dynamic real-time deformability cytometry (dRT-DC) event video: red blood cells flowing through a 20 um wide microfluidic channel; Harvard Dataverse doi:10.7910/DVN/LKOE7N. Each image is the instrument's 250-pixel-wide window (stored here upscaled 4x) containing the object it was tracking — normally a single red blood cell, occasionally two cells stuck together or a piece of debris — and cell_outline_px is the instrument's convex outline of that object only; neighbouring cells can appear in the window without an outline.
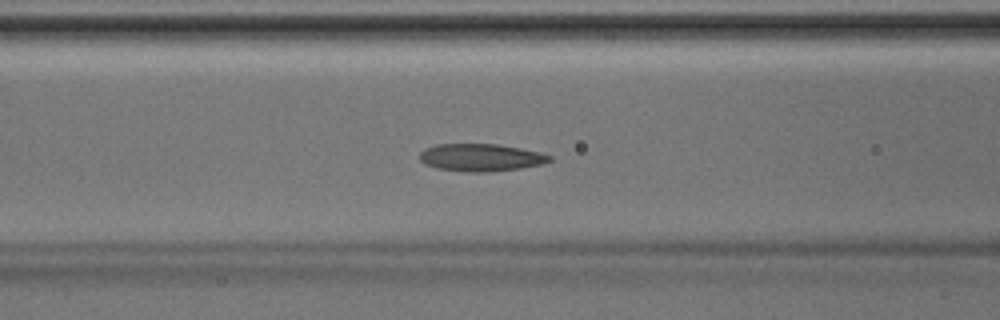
{"species": "Egyptian fruit bat (a non-hibernating species)", "species_latin": "Rousettus aegyptiacus", "temperature_condition": "room temperature", "stored_images_in_passage": 45, "camera_frame_rate_fps": 3000, "um_per_image_px": 0.085, "animal": {"sex": "male"}, "frame": {"image": 1, "passage_image": 18, "time_ms": 5.667, "image_size_px": [1000, 320], "cell_outline_px": [[552, 160], [544, 164], [520, 168], [488, 172], [468, 172], [436, 168], [424, 164], [420, 160], [420, 152], [424, 148], [436, 144], [496, 144], [520, 148], [540, 152], [552, 156]], "centroid_in_image_um": [40.87, 13.39], "position_along_channel_um": 125.7, "area_um2": 20.92}}
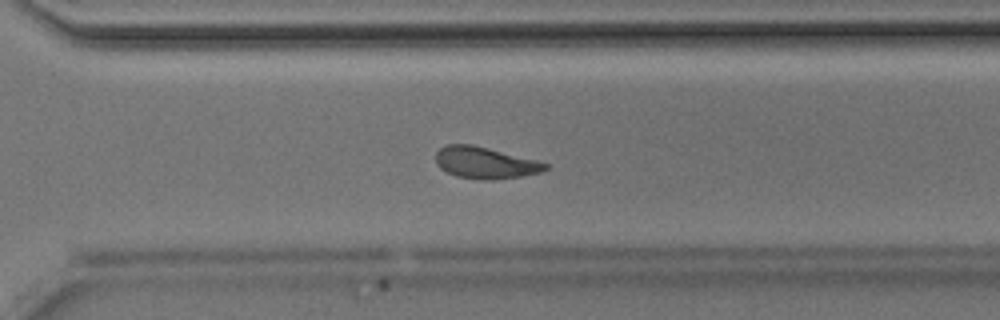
{"frame": {"image": 2, "passage_image": 32, "time_ms": 10.333, "image_size_px": [1000, 320], "cell_outline_px": [[548, 168], [540, 172], [520, 176], [492, 180], [480, 180], [456, 176], [440, 168], [436, 164], [436, 152], [444, 144], [472, 144], [536, 160], [548, 164]], "centroid_in_image_um": [41.19, 13.83], "position_along_channel_um": 329.4, "area_um2": 20.11}}
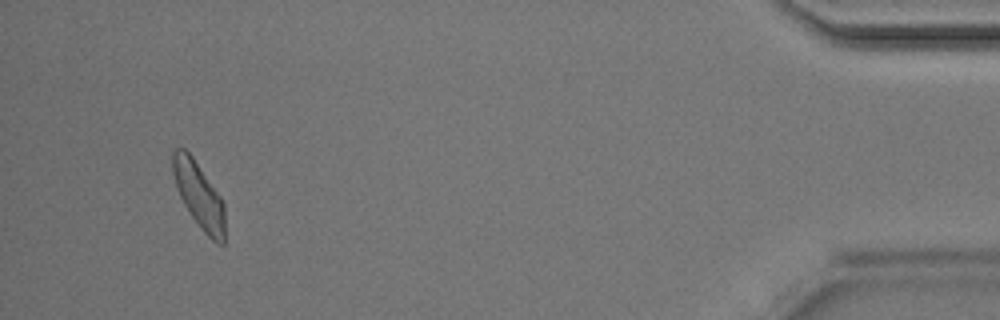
{"frame": {"image": 3, "passage_image": 43, "time_ms": 14.0, "image_size_px": [1000, 320], "cell_outline_px": [[224, 244], [216, 244], [204, 232], [192, 216], [184, 204], [180, 196], [172, 172], [172, 152], [176, 148], [184, 148], [192, 156], [220, 196], [224, 204]], "centroid_in_image_um": [16.9, 16.59], "position_along_channel_um": 418.3, "area_um2": 19.65}}